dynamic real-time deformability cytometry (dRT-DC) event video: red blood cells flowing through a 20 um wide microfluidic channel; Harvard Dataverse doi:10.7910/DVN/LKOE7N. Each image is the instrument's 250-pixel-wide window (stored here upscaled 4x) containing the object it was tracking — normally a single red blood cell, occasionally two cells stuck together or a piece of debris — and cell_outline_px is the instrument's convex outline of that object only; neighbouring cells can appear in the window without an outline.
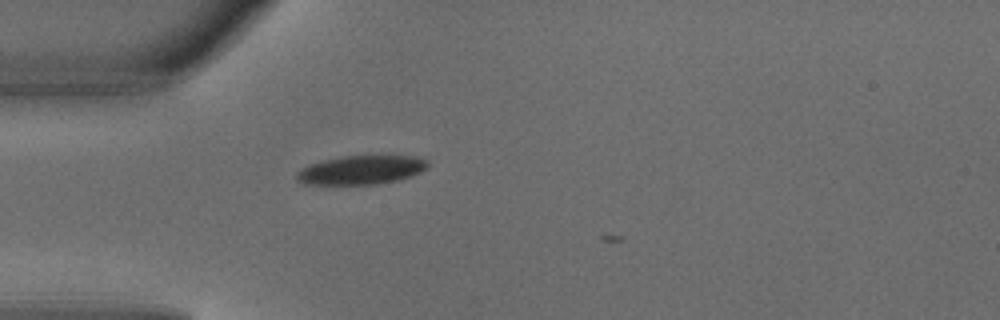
{"species": "common noctule bat (a hibernating species)", "species_latin": "Nyctalus noctula", "temperature_condition": "warm", "stored_images_in_passage": 1, "camera_frame_rate_fps": 3000, "um_per_image_px": 0.085, "animal": {"sex": "male", "body_mass_g": 18.8}, "frame": {"image": 1, "passage_image": 1, "time_ms": 0.0, "image_size_px": [1000, 320], "cell_outline_px": [[428, 168], [412, 176], [396, 180], [376, 184], [304, 184], [296, 180], [296, 172], [308, 164], [340, 156], [412, 156], [428, 160]], "centroid_in_image_um": [30.68, 14.44], "position_along_channel_um": 54.3, "area_um2": 22.02}}